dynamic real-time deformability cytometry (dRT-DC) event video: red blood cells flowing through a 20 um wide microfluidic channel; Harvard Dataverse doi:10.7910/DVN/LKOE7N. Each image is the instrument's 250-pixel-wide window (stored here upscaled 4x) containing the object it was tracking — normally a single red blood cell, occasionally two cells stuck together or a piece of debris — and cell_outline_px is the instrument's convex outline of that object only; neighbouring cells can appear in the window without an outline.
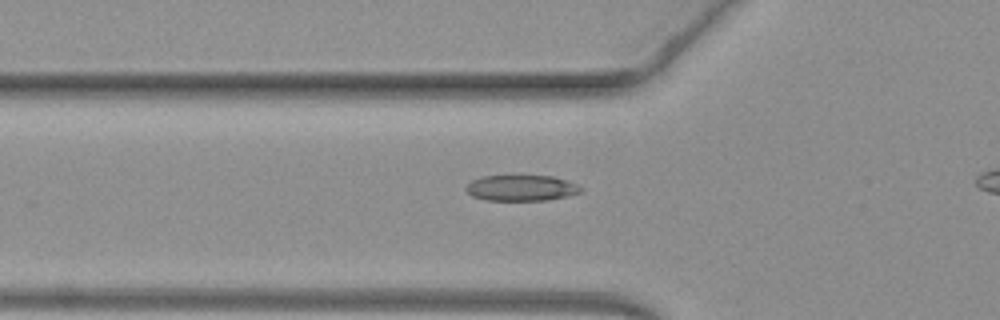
{"species": "common noctule bat (a hibernating species)", "species_latin": "Nyctalus noctula", "temperature_condition": "warm", "stored_images_in_passage": 7, "camera_frame_rate_fps": 3000, "um_per_image_px": 0.085, "animal": {"sex": "female", "body_mass_g": 19.3, "forearm_length_mm": 54.1}, "frame": {"image": 1, "passage_image": 5, "time_ms": 1.333, "image_size_px": [1000, 320], "cell_outline_px": [[584, 188], [580, 192], [568, 196], [548, 200], [484, 200], [472, 196], [464, 188], [472, 180], [480, 176], [552, 176], [568, 180], [580, 184]], "centroid_in_image_um": [44.35, 15.97], "position_along_channel_um": 81.5, "area_um2": 17.46}}